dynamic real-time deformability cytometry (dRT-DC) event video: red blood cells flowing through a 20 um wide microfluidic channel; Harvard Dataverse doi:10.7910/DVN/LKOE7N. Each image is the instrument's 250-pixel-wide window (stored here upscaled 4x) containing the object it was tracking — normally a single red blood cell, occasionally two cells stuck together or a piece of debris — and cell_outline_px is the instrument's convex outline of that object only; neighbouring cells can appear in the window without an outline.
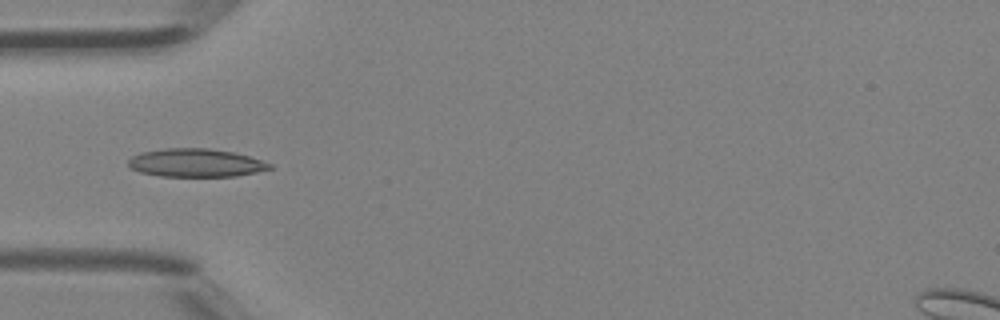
{"species": "Egyptian fruit bat (a non-hibernating species)", "species_latin": "Rousettus aegyptiacus", "temperature_condition": "room temperature", "stored_images_in_passage": 5, "camera_frame_rate_fps": 3000, "um_per_image_px": 0.085, "animal": {"sex": "female"}, "frame": {"image": 1, "passage_image": 4, "time_ms": 1.0, "image_size_px": [1000, 320], "cell_outline_px": [[272, 168], [256, 172], [236, 176], [160, 176], [140, 172], [128, 168], [128, 160], [132, 156], [140, 152], [164, 148], [208, 148], [232, 152], [248, 156], [272, 164]], "centroid_in_image_um": [16.59, 13.84], "position_along_channel_um": 68.4, "area_um2": 23.24}}
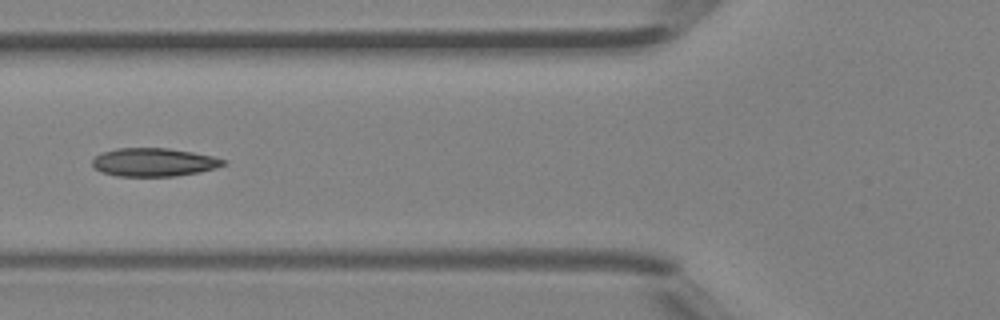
{"frame": {"image": 2, "passage_image": 5, "time_ms": 1.333, "image_size_px": [1000, 320], "cell_outline_px": [[228, 164], [216, 168], [200, 172], [176, 176], [116, 176], [100, 172], [92, 164], [92, 160], [96, 156], [104, 152], [116, 148], [168, 148], [192, 152], [212, 156], [228, 160]], "centroid_in_image_um": [13.12, 13.79], "position_along_channel_um": 112.7, "area_um2": 21.73}}